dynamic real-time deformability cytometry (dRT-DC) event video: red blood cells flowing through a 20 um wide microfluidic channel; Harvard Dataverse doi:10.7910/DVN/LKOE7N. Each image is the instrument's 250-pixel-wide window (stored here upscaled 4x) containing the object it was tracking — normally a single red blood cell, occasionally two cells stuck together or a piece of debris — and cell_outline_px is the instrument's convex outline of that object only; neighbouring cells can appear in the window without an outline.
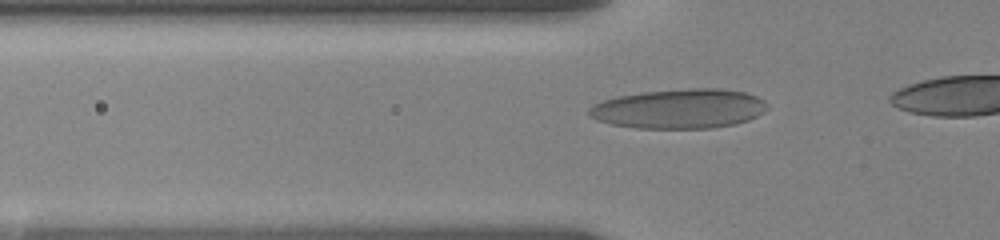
{"species": "human", "species_latin": "Homo sapiens", "temperature_condition": "room temperature", "stored_images_in_passage": 29, "camera_frame_rate_fps": 3000, "um_per_image_px": 0.085, "donor": {"sex": "female"}, "frame": {"image": 1, "passage_image": 22, "time_ms": 4.333, "image_size_px": [1000, 240], "cell_outline_px": [[768, 108], [764, 112], [748, 120], [736, 124], [712, 128], [636, 128], [612, 124], [596, 120], [588, 112], [588, 108], [592, 104], [616, 96], [640, 92], [688, 88], [720, 88], [744, 92], [756, 96], [764, 100], [768, 104]], "centroid_in_image_um": [57.74, 9.23], "position_along_channel_um": 68.1, "area_um2": 41.33}}